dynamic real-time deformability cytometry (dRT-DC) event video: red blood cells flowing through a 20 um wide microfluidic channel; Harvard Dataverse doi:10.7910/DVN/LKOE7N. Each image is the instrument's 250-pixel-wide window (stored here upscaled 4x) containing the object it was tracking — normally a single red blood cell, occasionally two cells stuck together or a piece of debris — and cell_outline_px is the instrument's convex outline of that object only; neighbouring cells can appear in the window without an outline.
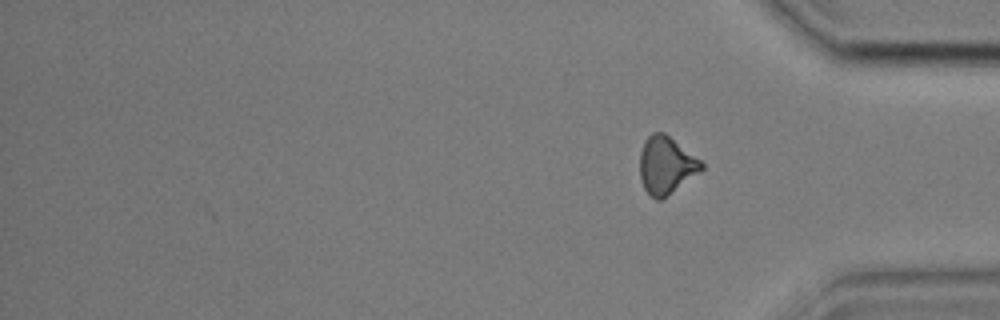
{"species": "common noctule bat (a hibernating species)", "species_latin": "Nyctalus noctula", "temperature_condition": "cold", "stored_images_in_passage": 33, "camera_frame_rate_fps": 3000, "um_per_image_px": 0.085, "animal": {"sex": "male", "body_mass_g": 17.9, "forearm_length_mm": 54.2}, "frame": {"image": 1, "passage_image": 33, "time_ms": 10.667, "image_size_px": [1000, 320], "cell_outline_px": [[704, 168], [700, 172], [660, 200], [656, 200], [644, 188], [640, 176], [640, 152], [644, 140], [652, 132], [664, 132], [700, 160], [704, 164]], "centroid_in_image_um": [56.6, 14.02], "position_along_channel_um": 378.6, "area_um2": 20.35}, "authors_computed_cell_mechanics": {"area_um2": 21.0392, "velocity_mm_per_s": 3.608, "shape_relaxation_time_tau1_ms": 8.3484, "shape_relaxation_time_tau2_ms": 3.078, "deformation_change_tau1": 0.142, "deformation_change_tau2": 0.0955}}